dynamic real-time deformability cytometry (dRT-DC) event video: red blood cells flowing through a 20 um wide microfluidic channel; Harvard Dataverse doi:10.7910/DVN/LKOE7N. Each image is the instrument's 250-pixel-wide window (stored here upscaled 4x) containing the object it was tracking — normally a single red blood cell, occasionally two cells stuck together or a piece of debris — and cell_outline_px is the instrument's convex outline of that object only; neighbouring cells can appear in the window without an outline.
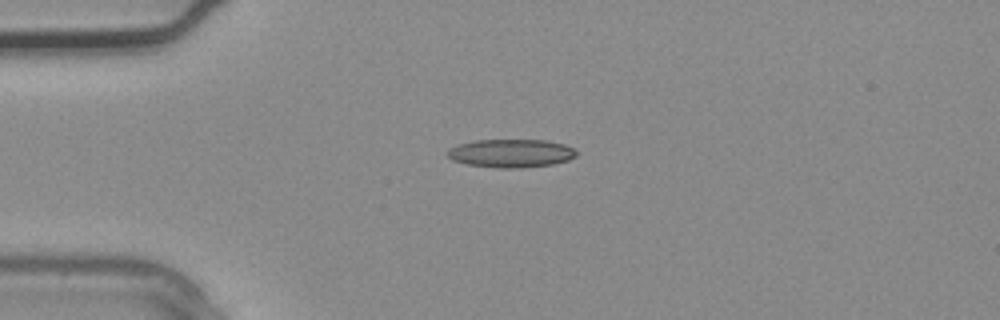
{"species": "common noctule bat (a hibernating species)", "species_latin": "Nyctalus noctula", "temperature_condition": "warm", "stored_images_in_passage": 3, "camera_frame_rate_fps": 3000, "um_per_image_px": 0.085, "animal": {"sex": "male", "body_mass_g": 20.4}, "frame": {"image": 1, "passage_image": 3, "time_ms": 0.667, "image_size_px": [1000, 320], "cell_outline_px": [[576, 156], [568, 160], [552, 164], [520, 168], [500, 168], [468, 164], [452, 160], [444, 152], [448, 148], [456, 144], [476, 140], [544, 140], [564, 144], [572, 148], [576, 152]], "centroid_in_image_um": [43.38, 13.02], "position_along_channel_um": 41.6, "area_um2": 21.27}}